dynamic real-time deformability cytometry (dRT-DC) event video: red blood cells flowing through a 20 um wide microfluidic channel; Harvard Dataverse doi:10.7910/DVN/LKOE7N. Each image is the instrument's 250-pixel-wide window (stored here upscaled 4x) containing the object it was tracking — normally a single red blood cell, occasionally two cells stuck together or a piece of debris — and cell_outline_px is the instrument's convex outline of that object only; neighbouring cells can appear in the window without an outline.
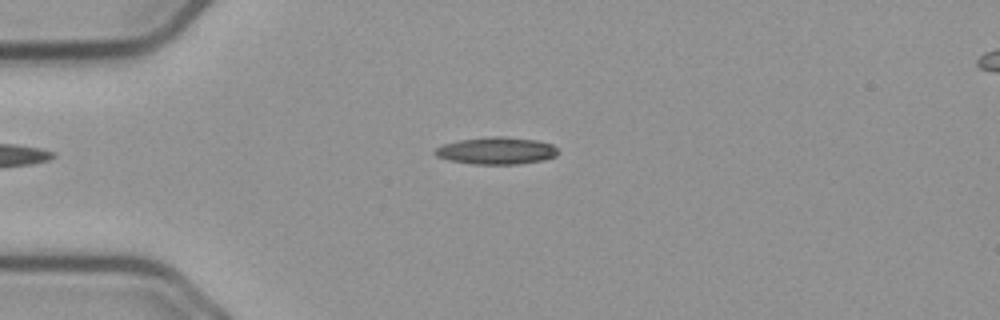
{"species": "common noctule bat (a hibernating species)", "species_latin": "Nyctalus noctula", "temperature_condition": "cold", "stored_images_in_passage": 43, "camera_frame_rate_fps": 3000, "um_per_image_px": 0.085, "animal": {"sex": "male", "body_mass_g": 23.1, "forearm_length_mm": 52.7}, "frame": {"image": 1, "passage_image": 1, "time_ms": 0.0, "image_size_px": [1000, 320], "cell_outline_px": [[556, 156], [544, 160], [516, 164], [476, 164], [448, 160], [436, 156], [432, 152], [436, 148], [444, 144], [460, 140], [496, 136], [504, 136], [536, 140], [552, 144], [556, 148]], "centroid_in_image_um": [42.18, 12.81], "position_along_channel_um": 42.8, "area_um2": 19.31}}
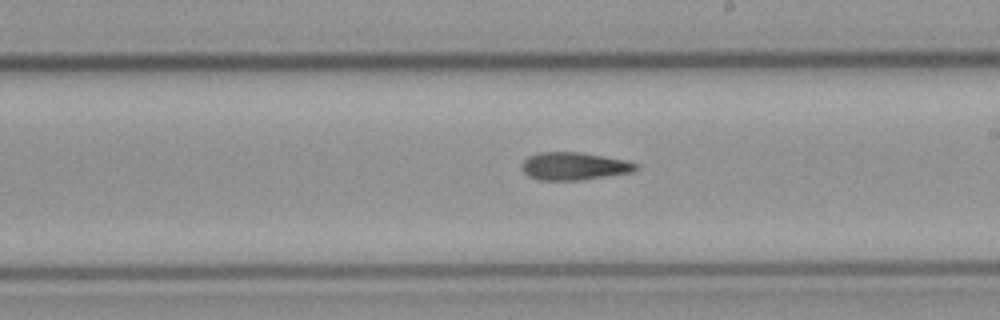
{"frame": {"image": 2, "passage_image": 19, "time_ms": 6.0, "image_size_px": [1000, 320], "cell_outline_px": [[640, 168], [632, 172], [584, 180], [536, 180], [528, 176], [520, 168], [520, 164], [528, 156], [540, 152], [580, 152], [628, 160], [640, 164]], "centroid_in_image_um": [48.81, 14.12], "position_along_channel_um": 240.2, "area_um2": 18.84}}
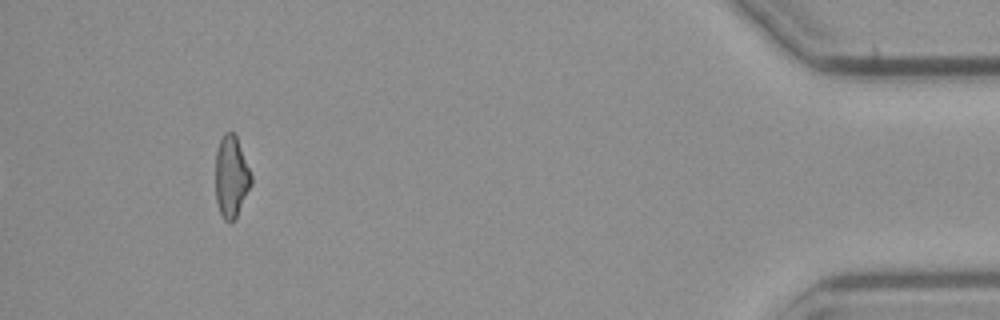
{"frame": {"image": 3, "passage_image": 39, "time_ms": 12.667, "image_size_px": [1000, 320], "cell_outline_px": [[252, 184], [236, 216], [228, 224], [224, 220], [220, 212], [216, 200], [216, 152], [220, 140], [224, 132], [232, 132], [236, 136], [252, 176]], "centroid_in_image_um": [19.65, 15.02], "position_along_channel_um": 415.5, "area_um2": 16.76}}